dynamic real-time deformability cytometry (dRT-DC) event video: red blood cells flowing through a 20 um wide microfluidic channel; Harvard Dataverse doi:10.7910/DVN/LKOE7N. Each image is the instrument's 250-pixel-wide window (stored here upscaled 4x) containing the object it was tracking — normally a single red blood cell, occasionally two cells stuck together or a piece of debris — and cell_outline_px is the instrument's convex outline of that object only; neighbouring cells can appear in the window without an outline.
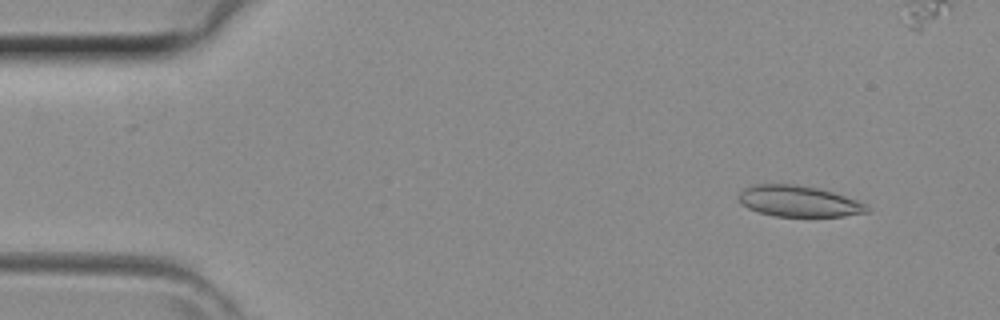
{"species": "common noctule bat (a hibernating species)", "species_latin": "Nyctalus noctula", "temperature_condition": "room temperature", "stored_images_in_passage": 19, "camera_frame_rate_fps": 3000, "um_per_image_px": 0.085, "animal": {"sex": "female", "body_mass_g": 29.2, "forearm_length_mm": 56.3}, "frame": {"image": 1, "passage_image": 4, "time_ms": 1.0, "image_size_px": [1000, 320], "cell_outline_px": [[868, 212], [844, 216], [772, 216], [748, 208], [740, 204], [736, 196], [744, 188], [756, 184], [796, 184], [816, 188], [832, 192], [868, 204]], "centroid_in_image_um": [67.84, 17.1], "position_along_channel_um": 17.2, "area_um2": 23.18}}
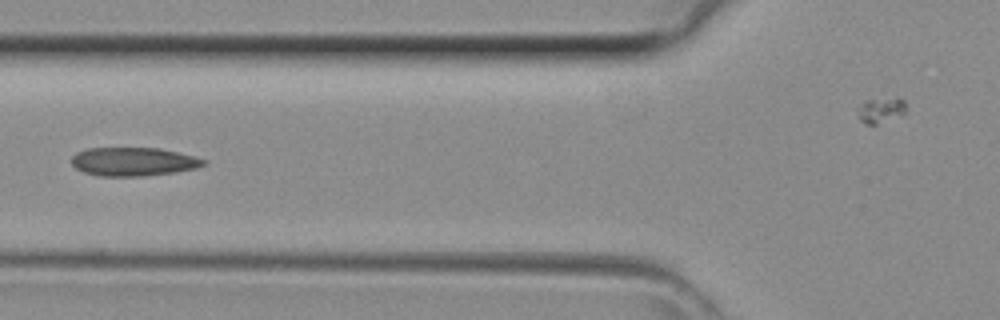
{"frame": {"image": 2, "passage_image": 16, "time_ms": 5.0, "image_size_px": [1000, 320], "cell_outline_px": [[208, 164], [196, 168], [176, 172], [144, 176], [96, 176], [84, 172], [76, 168], [72, 164], [72, 156], [76, 152], [88, 148], [160, 148], [208, 160]], "centroid_in_image_um": [11.35, 13.74], "position_along_channel_um": 114.5, "area_um2": 22.08}}
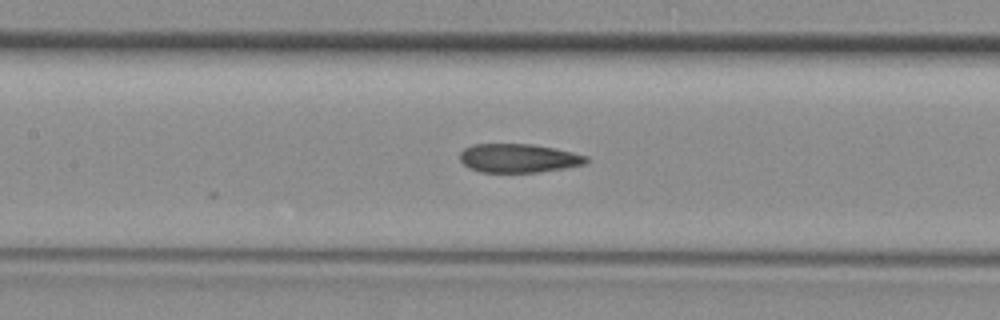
{"frame": {"image": 3, "passage_image": 19, "time_ms": 6.0, "image_size_px": [1000, 320], "cell_outline_px": [[592, 160], [584, 164], [564, 168], [536, 172], [480, 172], [468, 168], [460, 160], [460, 152], [464, 148], [472, 144], [532, 144], [556, 148], [588, 156]], "centroid_in_image_um": [44.08, 13.44], "position_along_channel_um": 163.3, "area_um2": 21.33}}